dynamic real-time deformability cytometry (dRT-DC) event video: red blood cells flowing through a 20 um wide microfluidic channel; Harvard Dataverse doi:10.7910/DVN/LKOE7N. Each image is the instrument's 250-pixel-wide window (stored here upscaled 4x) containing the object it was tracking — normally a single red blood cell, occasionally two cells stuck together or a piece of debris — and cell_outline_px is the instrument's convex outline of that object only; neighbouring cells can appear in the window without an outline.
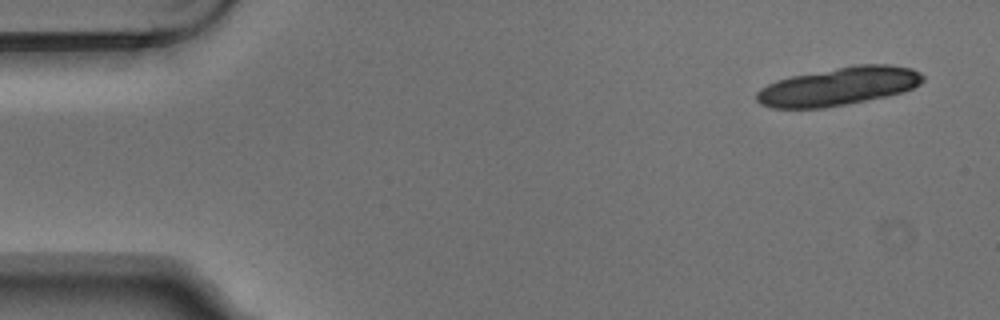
{"species": "Egyptian fruit bat (a non-hibernating species)", "species_latin": "Rousettus aegyptiacus", "temperature_condition": "warm", "stored_images_in_passage": 6, "segment_of_instrument_passage": [1, 2], "camera_frame_rate_fps": 3000, "um_per_image_px": 0.085, "animal": {"sex": "male"}, "frame": {"image": 1, "passage_image": 1, "time_ms": 0.0, "image_size_px": [1000, 320], "cell_outline_px": [[924, 80], [920, 84], [912, 88], [900, 92], [884, 96], [824, 108], [772, 108], [760, 104], [756, 100], [756, 92], [760, 88], [776, 80], [792, 76], [852, 64], [888, 64], [912, 68], [920, 72], [924, 76]], "centroid_in_image_um": [71.26, 7.32], "position_along_channel_um": 13.7, "area_um2": 36.99}}